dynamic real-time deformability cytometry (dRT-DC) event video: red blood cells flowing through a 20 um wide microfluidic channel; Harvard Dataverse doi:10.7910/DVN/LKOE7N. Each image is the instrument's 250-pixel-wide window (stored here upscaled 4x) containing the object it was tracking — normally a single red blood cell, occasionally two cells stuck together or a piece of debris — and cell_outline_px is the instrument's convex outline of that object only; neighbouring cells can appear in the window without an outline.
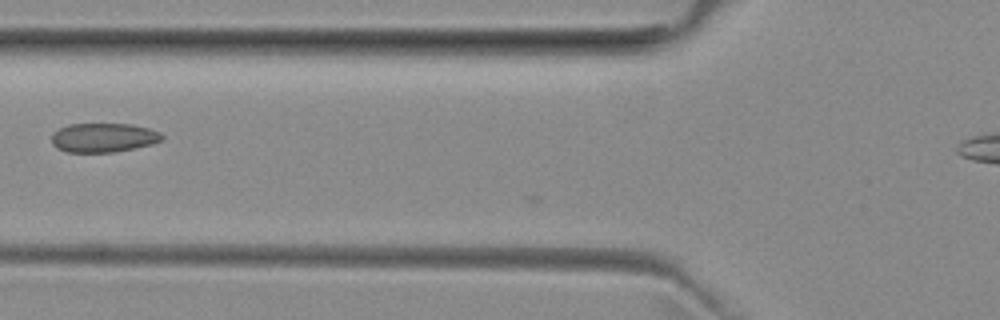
{"species": "common noctule bat (a hibernating species)", "species_latin": "Nyctalus noctula", "temperature_condition": "room temperature", "stored_images_in_passage": 3, "camera_frame_rate_fps": 3000, "um_per_image_px": 0.085, "animal": {"sex": "female", "body_mass_g": 29.2, "forearm_length_mm": 56.3}, "frame": {"image": 1, "passage_image": 2, "time_ms": 0.333, "image_size_px": [1000, 320], "cell_outline_px": [[164, 136], [160, 140], [152, 144], [112, 152], [68, 152], [56, 148], [52, 144], [52, 132], [68, 124], [132, 124], [148, 128], [160, 132]], "centroid_in_image_um": [8.76, 11.69], "position_along_channel_um": 117.0, "area_um2": 18.67}}